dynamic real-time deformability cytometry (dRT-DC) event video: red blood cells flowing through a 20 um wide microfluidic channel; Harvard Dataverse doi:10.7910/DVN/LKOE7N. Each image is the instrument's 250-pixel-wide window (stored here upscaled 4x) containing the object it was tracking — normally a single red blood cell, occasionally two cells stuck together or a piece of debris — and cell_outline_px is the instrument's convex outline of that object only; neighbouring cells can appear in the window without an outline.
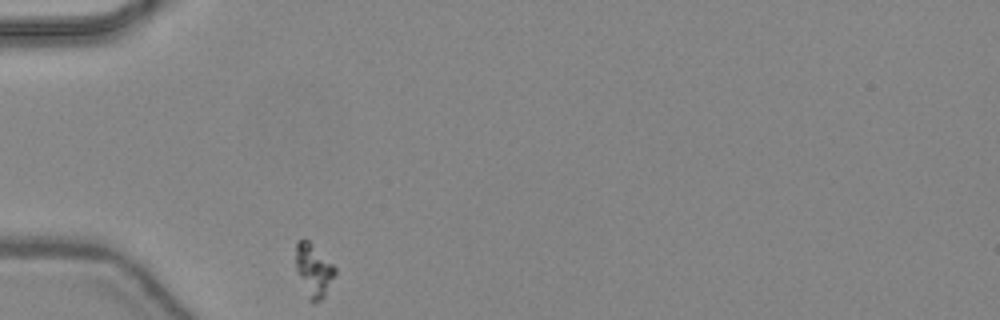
{"species": "common noctule bat (a hibernating species)", "species_latin": "Nyctalus noctula", "temperature_condition": "warm", "stored_images_in_passage": 28, "camera_frame_rate_fps": 3000, "um_per_image_px": 0.085, "animal": {"sex": "female", "body_mass_g": 24.6, "forearm_length_mm": 56.2}, "frame": {"image": 1, "passage_image": 1, "time_ms": 0.0, "image_size_px": [1000, 320], "cell_outline_px": [[336, 272], [324, 296], [320, 300], [308, 300], [296, 272], [296, 244], [300, 240], [308, 240], [336, 268]], "centroid_in_image_um": [26.63, 22.99], "position_along_channel_um": 58.4, "area_um2": 11.79}}
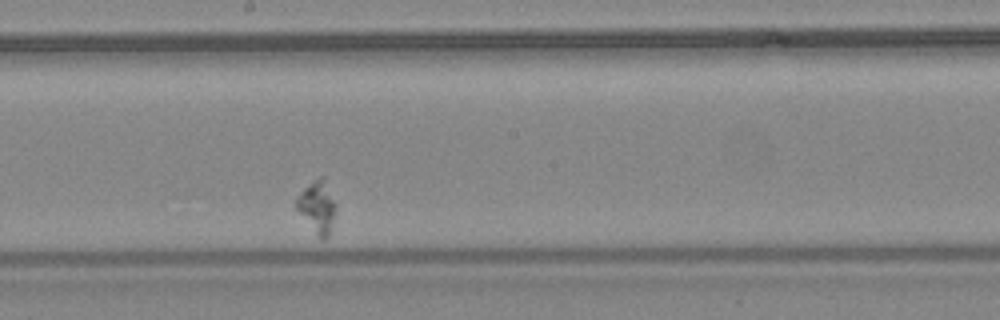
{"frame": {"image": 2, "passage_image": 15, "time_ms": 4.667, "image_size_px": [1000, 320], "cell_outline_px": [[336, 208], [328, 236], [324, 240], [320, 240], [296, 208], [296, 196], [304, 188], [320, 176], [324, 176], [336, 204]], "centroid_in_image_um": [26.97, 17.58], "position_along_channel_um": 221.2, "area_um2": 11.79}}
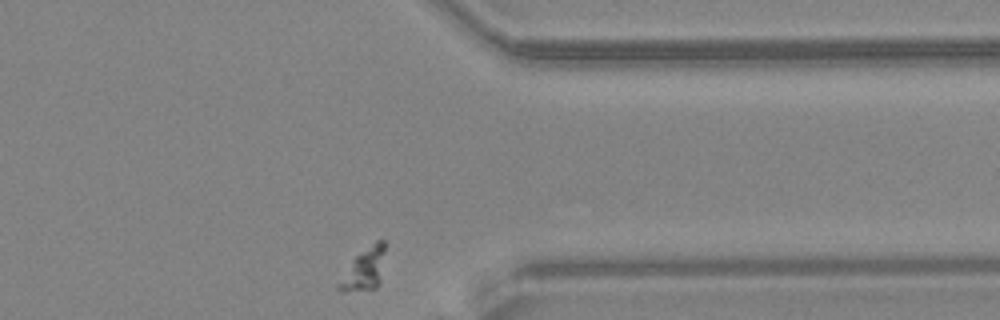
{"frame": {"image": 3, "passage_image": 28, "time_ms": 9.0, "image_size_px": [1000, 320], "cell_outline_px": [[384, 252], [380, 284], [376, 288], [344, 292], [340, 292], [336, 288], [336, 284], [352, 260], [356, 256], [376, 240], [384, 240]], "centroid_in_image_um": [30.92, 22.92], "position_along_channel_um": 380.5, "area_um2": 11.27}}